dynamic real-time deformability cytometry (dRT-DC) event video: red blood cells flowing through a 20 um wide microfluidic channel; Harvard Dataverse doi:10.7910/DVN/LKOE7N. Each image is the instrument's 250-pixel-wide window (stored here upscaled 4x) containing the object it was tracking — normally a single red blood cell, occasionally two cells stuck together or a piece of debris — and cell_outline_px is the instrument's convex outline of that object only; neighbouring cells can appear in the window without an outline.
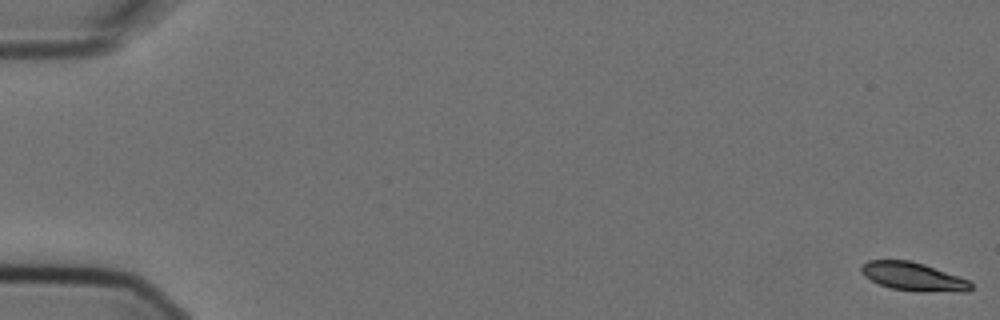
{"species": "Egyptian fruit bat (a non-hibernating species)", "species_latin": "Rousettus aegyptiacus", "temperature_condition": "cold", "stored_images_in_passage": 7, "camera_frame_rate_fps": 3000, "um_per_image_px": 0.085, "animal": {"sex": "female"}, "frame": {"image": 1, "passage_image": 1, "time_ms": 0.0, "image_size_px": [1000, 320], "cell_outline_px": [[972, 288], [968, 292], [916, 292], [892, 288], [880, 284], [864, 276], [860, 272], [860, 264], [868, 260], [912, 260], [924, 264], [968, 280], [972, 284]], "centroid_in_image_um": [77.61, 23.52], "position_along_channel_um": 7.4, "area_um2": 18.32}}
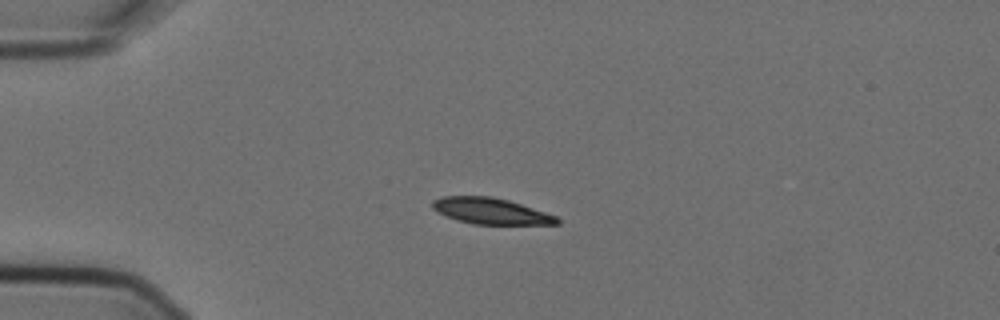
{"frame": {"image": 2, "passage_image": 5, "time_ms": 1.333, "image_size_px": [1000, 320], "cell_outline_px": [[560, 224], [472, 224], [456, 220], [436, 212], [432, 208], [432, 200], [444, 196], [492, 196], [508, 200], [556, 216], [560, 220]], "centroid_in_image_um": [41.67, 17.94], "position_along_channel_um": 43.3, "area_um2": 18.9}}
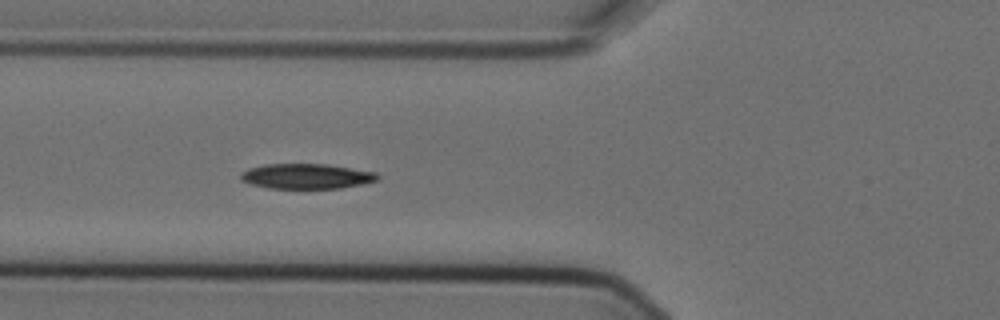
{"frame": {"image": 3, "passage_image": 7, "time_ms": 2.0, "image_size_px": [1000, 320], "cell_outline_px": [[380, 176], [376, 180], [360, 184], [340, 188], [268, 188], [252, 184], [240, 180], [240, 172], [248, 168], [264, 164], [328, 164], [376, 172]], "centroid_in_image_um": [26.01, 14.97], "position_along_channel_um": 99.8, "area_um2": 20.0}}